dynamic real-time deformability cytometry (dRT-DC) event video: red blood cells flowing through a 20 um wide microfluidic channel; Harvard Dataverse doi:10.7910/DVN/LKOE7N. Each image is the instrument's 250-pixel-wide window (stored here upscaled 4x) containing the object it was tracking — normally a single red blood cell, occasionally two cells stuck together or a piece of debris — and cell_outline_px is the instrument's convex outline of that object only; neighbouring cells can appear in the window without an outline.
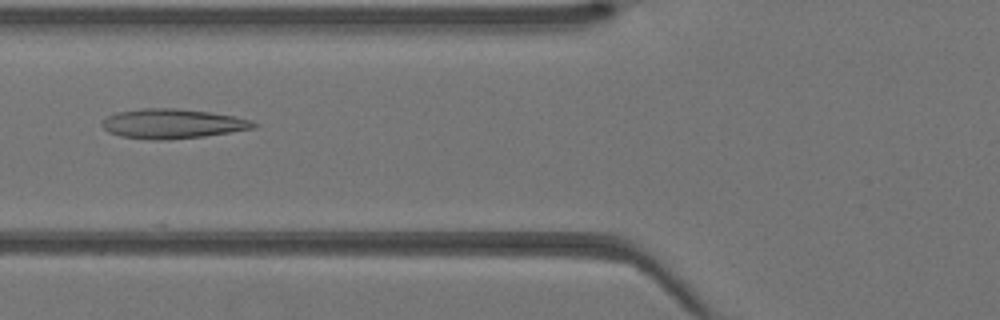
{"species": "Egyptian fruit bat (a non-hibernating species)", "species_latin": "Rousettus aegyptiacus", "temperature_condition": "warm", "stored_images_in_passage": 41, "camera_frame_rate_fps": 3000, "um_per_image_px": 0.085, "animal": {"sex": "female"}, "frame": {"image": 1, "passage_image": 17, "time_ms": 5.333, "image_size_px": [1000, 320], "cell_outline_px": [[260, 124], [256, 128], [204, 136], [168, 140], [152, 140], [120, 136], [108, 132], [100, 124], [108, 116], [116, 112], [140, 108], [176, 108], [212, 112], [252, 120]], "centroid_in_image_um": [14.67, 10.51], "position_along_channel_um": 111.1, "area_um2": 26.36}}
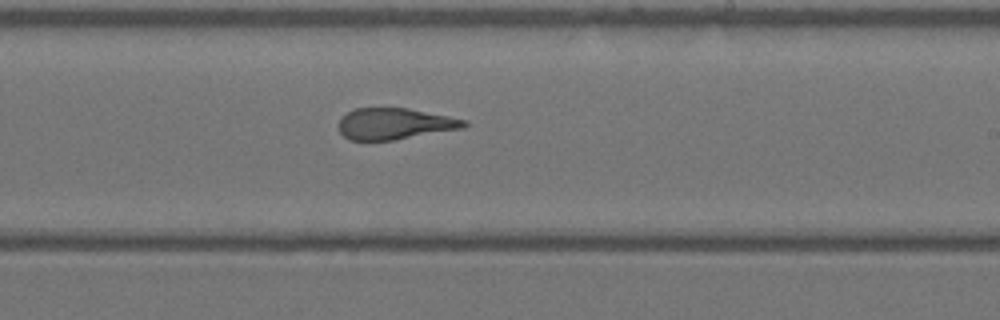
{"frame": {"image": 2, "passage_image": 26, "time_ms": 8.333, "image_size_px": [1000, 320], "cell_outline_px": [[468, 124], [464, 128], [392, 140], [348, 140], [340, 132], [340, 120], [348, 112], [356, 108], [408, 108], [468, 120]], "centroid_in_image_um": [33.58, 10.52], "position_along_channel_um": 255.4, "area_um2": 22.66}}
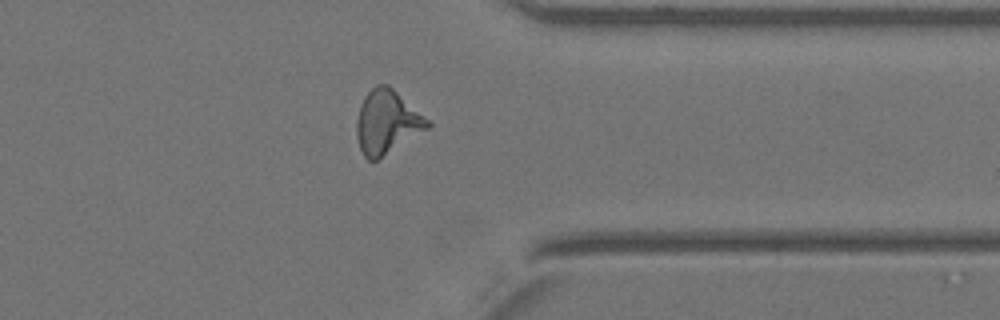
{"frame": {"image": 3, "passage_image": 34, "time_ms": 11.0, "image_size_px": [1000, 320], "cell_outline_px": [[432, 124], [428, 128], [376, 160], [368, 160], [364, 156], [360, 148], [356, 136], [356, 120], [360, 104], [364, 96], [376, 84], [388, 84], [428, 120]], "centroid_in_image_um": [32.84, 10.36], "position_along_channel_um": 378.6, "area_um2": 25.84}}